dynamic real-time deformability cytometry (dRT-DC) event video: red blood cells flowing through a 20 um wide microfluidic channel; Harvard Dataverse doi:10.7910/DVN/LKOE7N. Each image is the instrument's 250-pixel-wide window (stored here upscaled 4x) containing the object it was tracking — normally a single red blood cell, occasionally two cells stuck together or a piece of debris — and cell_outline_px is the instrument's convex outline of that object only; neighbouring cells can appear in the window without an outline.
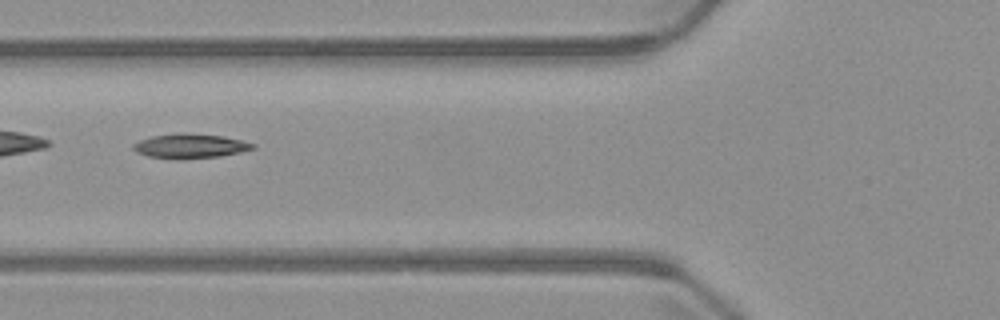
{"species": "common noctule bat (a hibernating species)", "species_latin": "Nyctalus noctula", "temperature_condition": "warm", "stored_images_in_passage": 6, "camera_frame_rate_fps": 3000, "um_per_image_px": 0.085, "animal": {"sex": "male", "body_mass_g": 23.1, "forearm_length_mm": 52.7}, "frame": {"image": 1, "passage_image": 6, "time_ms": 5.667, "image_size_px": [1000, 320], "cell_outline_px": [[256, 148], [240, 152], [220, 156], [148, 156], [136, 152], [132, 148], [132, 144], [140, 140], [152, 136], [180, 132], [224, 136], [256, 144]], "centroid_in_image_um": [16.19, 12.35], "position_along_channel_um": 109.6, "area_um2": 16.18}}